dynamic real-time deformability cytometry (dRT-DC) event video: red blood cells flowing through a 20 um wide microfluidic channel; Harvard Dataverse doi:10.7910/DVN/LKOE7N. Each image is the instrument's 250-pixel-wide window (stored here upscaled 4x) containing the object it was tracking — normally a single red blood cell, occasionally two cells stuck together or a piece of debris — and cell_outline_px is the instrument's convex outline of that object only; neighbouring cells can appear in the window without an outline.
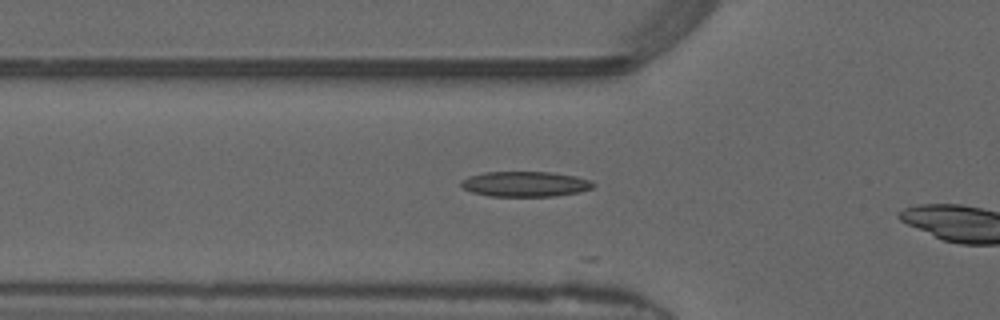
{"species": "common noctule bat (a hibernating species)", "species_latin": "Nyctalus noctula", "temperature_condition": "warm", "stored_images_in_passage": 19, "camera_frame_rate_fps": 3000, "um_per_image_px": 0.085, "animal": {"sex": "male", "forearm_length_mm": 52.5}, "frame": {"image": 1, "passage_image": 8, "time_ms": 2.333, "image_size_px": [1000, 320], "cell_outline_px": [[596, 184], [592, 188], [580, 192], [556, 196], [488, 196], [472, 192], [464, 188], [460, 184], [460, 180], [468, 176], [484, 172], [552, 172], [576, 176], [592, 180]], "centroid_in_image_um": [44.66, 15.64], "position_along_channel_um": 81.1, "area_um2": 19.65}}
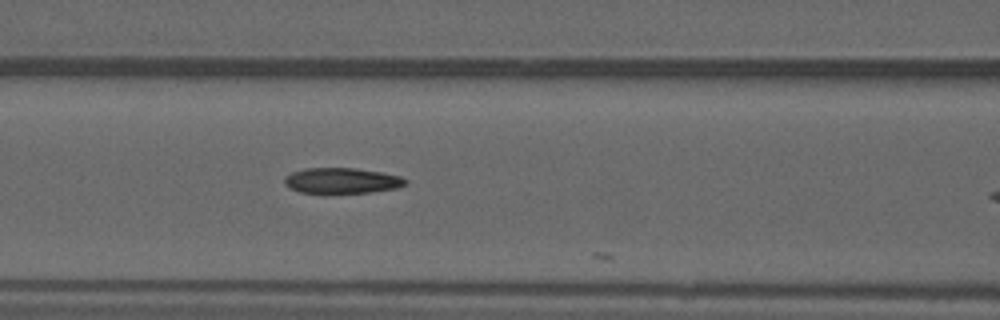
{"frame": {"image": 2, "passage_image": 12, "time_ms": 3.667, "image_size_px": [1000, 320], "cell_outline_px": [[408, 184], [396, 188], [368, 192], [328, 196], [300, 192], [288, 188], [284, 184], [284, 176], [292, 172], [304, 168], [356, 168], [380, 172], [400, 176], [408, 180]], "centroid_in_image_um": [28.99, 15.39], "position_along_channel_um": 137.6, "area_um2": 18.9}}